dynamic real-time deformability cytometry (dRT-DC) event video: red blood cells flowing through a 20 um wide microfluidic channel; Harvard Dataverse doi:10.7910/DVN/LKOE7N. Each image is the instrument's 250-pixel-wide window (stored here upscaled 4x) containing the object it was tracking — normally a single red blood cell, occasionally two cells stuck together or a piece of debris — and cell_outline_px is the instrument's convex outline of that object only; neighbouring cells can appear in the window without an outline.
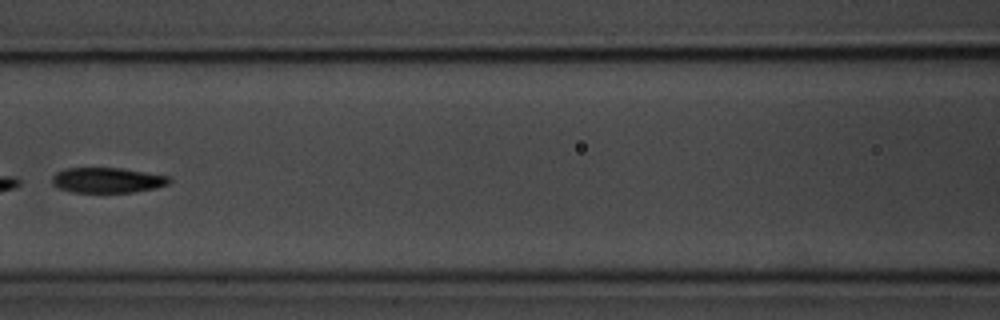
{"species": "common noctule bat (a hibernating species)", "species_latin": "Nyctalus noctula", "temperature_condition": "room temperature", "stored_images_in_passage": 9, "camera_frame_rate_fps": 3000, "um_per_image_px": 0.085, "animal": {"sex": "male", "body_mass_g": 20.1, "forearm_length_mm": 53.5}, "frame": {"image": 1, "passage_image": 8, "time_ms": 8.0, "image_size_px": [1000, 320], "cell_outline_px": [[172, 180], [168, 184], [156, 188], [132, 192], [72, 192], [60, 188], [52, 184], [52, 176], [56, 172], [64, 168], [120, 168], [168, 176]], "centroid_in_image_um": [9.11, 15.31], "position_along_channel_um": 157.5, "area_um2": 17.17}}
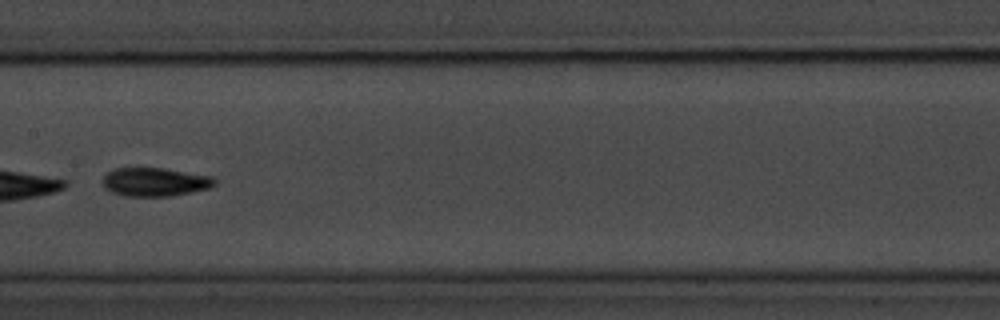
{"frame": {"image": 2, "passage_image": 9, "time_ms": 9.0, "image_size_px": [1000, 320], "cell_outline_px": [[216, 184], [208, 188], [192, 192], [172, 196], [124, 196], [112, 192], [104, 188], [100, 180], [108, 172], [116, 168], [164, 168], [216, 176]], "centroid_in_image_um": [13.18, 15.46], "position_along_channel_um": 194.2, "area_um2": 18.96}}